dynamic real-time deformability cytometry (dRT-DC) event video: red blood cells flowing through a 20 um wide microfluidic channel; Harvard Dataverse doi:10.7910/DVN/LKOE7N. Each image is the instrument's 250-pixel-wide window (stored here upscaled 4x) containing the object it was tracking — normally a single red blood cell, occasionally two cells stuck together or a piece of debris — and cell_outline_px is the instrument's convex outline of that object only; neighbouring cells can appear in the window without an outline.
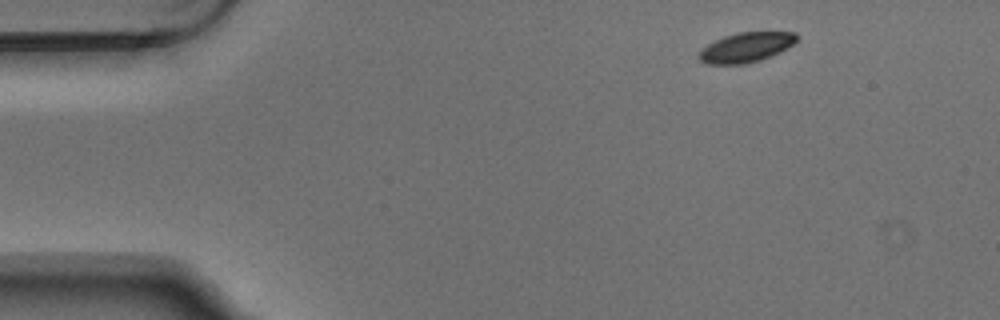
{"species": "Egyptian fruit bat (a non-hibernating species)", "species_latin": "Rousettus aegyptiacus", "temperature_condition": "warm", "stored_images_in_passage": 4, "camera_frame_rate_fps": 3000, "um_per_image_px": 0.085, "animal": {"sex": "male"}, "frame": {"image": 1, "passage_image": 1, "time_ms": 0.0, "image_size_px": [1000, 320], "cell_outline_px": [[800, 36], [788, 48], [780, 52], [760, 60], [744, 64], [708, 64], [700, 60], [696, 56], [700, 48], [724, 36], [736, 32], [796, 32]], "centroid_in_image_um": [63.4, 4.02], "position_along_channel_um": 21.6, "area_um2": 17.11}}
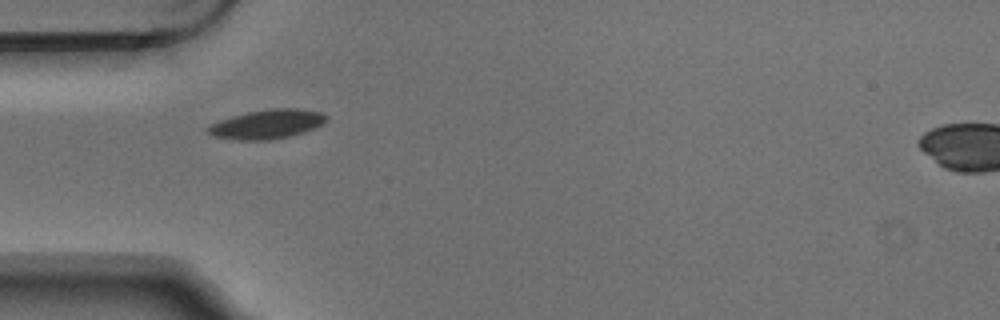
{"frame": {"image": 2, "passage_image": 3, "time_ms": 0.667, "image_size_px": [1000, 320], "cell_outline_px": [[328, 116], [324, 124], [316, 128], [304, 132], [272, 140], [236, 140], [212, 136], [204, 132], [204, 128], [208, 124], [232, 116], [248, 112], [272, 108], [296, 108], [320, 112]], "centroid_in_image_um": [22.65, 10.56], "position_along_channel_um": 62.4, "area_um2": 20.46}}
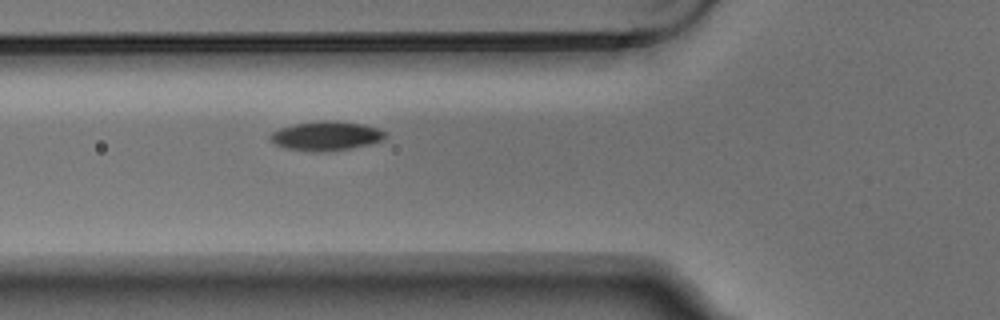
{"frame": {"image": 3, "passage_image": 4, "time_ms": 1.0, "image_size_px": [1000, 320], "cell_outline_px": [[384, 140], [352, 148], [320, 152], [312, 152], [284, 148], [276, 144], [268, 136], [272, 132], [280, 128], [296, 124], [320, 120], [328, 120], [364, 124], [376, 128], [384, 132]], "centroid_in_image_um": [27.69, 11.56], "position_along_channel_um": 98.1, "area_um2": 19.42}}